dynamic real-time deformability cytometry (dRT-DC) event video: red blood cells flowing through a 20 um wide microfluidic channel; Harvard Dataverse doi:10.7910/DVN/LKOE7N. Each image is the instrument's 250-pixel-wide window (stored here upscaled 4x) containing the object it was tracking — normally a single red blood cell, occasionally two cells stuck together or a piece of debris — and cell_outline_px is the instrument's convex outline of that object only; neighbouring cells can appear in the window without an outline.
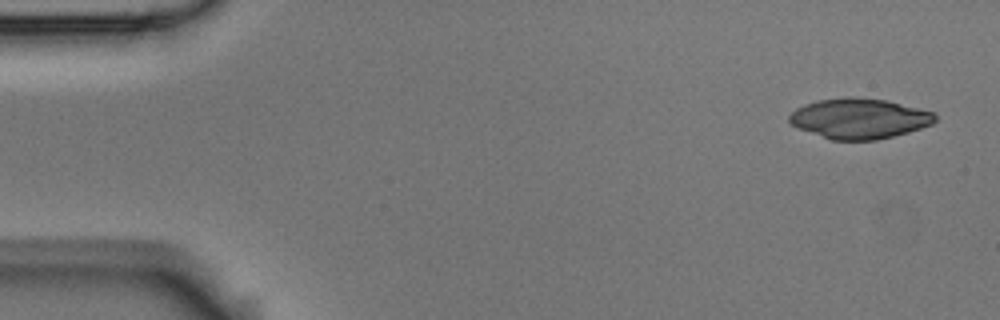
{"species": "Egyptian fruit bat (a non-hibernating species)", "species_latin": "Rousettus aegyptiacus", "temperature_condition": "room temperature", "stored_images_in_passage": 5, "camera_frame_rate_fps": 3000, "um_per_image_px": 0.085, "animal": {"sex": "male"}, "frame": {"image": 1, "passage_image": 1, "time_ms": 0.0, "image_size_px": [1000, 320], "cell_outline_px": [[936, 120], [932, 124], [908, 132], [876, 140], [832, 140], [800, 128], [792, 124], [788, 120], [788, 116], [796, 108], [804, 104], [820, 100], [848, 96], [856, 96], [888, 100], [936, 112]], "centroid_in_image_um": [73.07, 10.05], "position_along_channel_um": 11.9, "area_um2": 34.28}}